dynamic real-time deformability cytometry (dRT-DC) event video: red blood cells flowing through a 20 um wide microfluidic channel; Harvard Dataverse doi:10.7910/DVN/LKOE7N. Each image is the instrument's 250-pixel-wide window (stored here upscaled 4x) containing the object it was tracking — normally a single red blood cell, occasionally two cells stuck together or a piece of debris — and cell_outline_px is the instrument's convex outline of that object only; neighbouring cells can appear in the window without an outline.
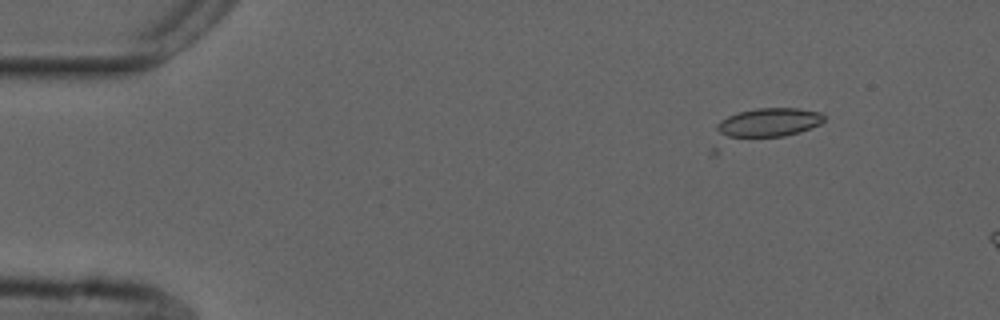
{"species": "common noctule bat (a hibernating species)", "species_latin": "Nyctalus noctula", "temperature_condition": "cold", "stored_images_in_passage": 7, "camera_frame_rate_fps": 3000, "um_per_image_px": 0.085, "animal": {"sex": "male", "forearm_length_mm": 52.5}, "frame": {"image": 1, "passage_image": 7, "time_ms": 2.0, "image_size_px": [1000, 320], "cell_outline_px": [[824, 120], [820, 124], [800, 132], [784, 136], [724, 140], [720, 140], [716, 128], [716, 124], [720, 120], [736, 112], [756, 108], [800, 108], [824, 112]], "centroid_in_image_um": [65.24, 10.45], "position_along_channel_um": 19.8, "area_um2": 19.02}}